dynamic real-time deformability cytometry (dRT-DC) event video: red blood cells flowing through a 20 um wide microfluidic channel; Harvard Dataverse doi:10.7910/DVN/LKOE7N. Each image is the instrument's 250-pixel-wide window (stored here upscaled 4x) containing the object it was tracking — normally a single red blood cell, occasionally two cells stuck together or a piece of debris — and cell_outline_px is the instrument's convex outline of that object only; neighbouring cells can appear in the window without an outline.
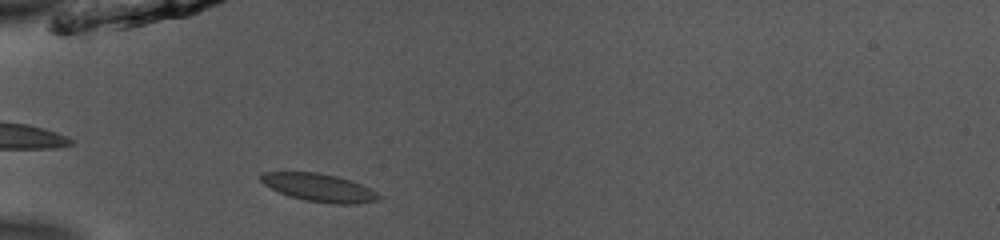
{"species": "common noctule bat (a hibernating species)", "species_latin": "Nyctalus noctula", "temperature_condition": "room temperature", "stored_images_in_passage": 38, "camera_frame_rate_fps": 3000, "um_per_image_px": 0.085, "animal": {"sex": "male", "body_mass_g": 13.0, "forearm_length_mm": 53.1}, "frame": {"image": 1, "passage_image": 3, "time_ms": 0.667, "image_size_px": [1000, 240], "cell_outline_px": [[380, 196], [376, 200], [352, 204], [332, 204], [304, 200], [280, 192], [264, 184], [260, 180], [260, 172], [316, 172], [336, 176], [360, 184], [376, 192]], "centroid_in_image_um": [27.08, 15.94], "position_along_channel_um": 57.9, "area_um2": 18.79}}
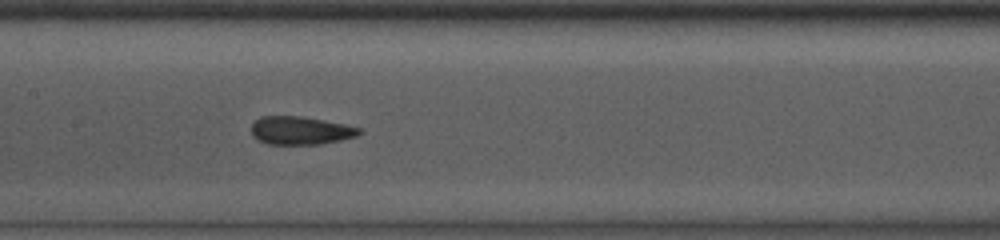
{"frame": {"image": 2, "passage_image": 13, "time_ms": 4.0, "image_size_px": [1000, 240], "cell_outline_px": [[364, 132], [356, 136], [340, 140], [320, 144], [268, 144], [256, 140], [252, 136], [252, 124], [260, 116], [296, 116], [344, 124], [364, 128]], "centroid_in_image_um": [25.55, 11.1], "position_along_channel_um": 181.8, "area_um2": 17.69}}
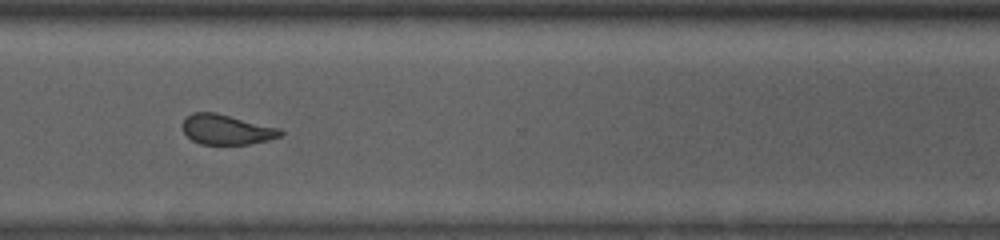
{"frame": {"image": 3, "passage_image": 26, "time_ms": 8.333, "image_size_px": [1000, 240], "cell_outline_px": [[284, 132], [280, 136], [268, 140], [248, 144], [200, 144], [192, 140], [184, 132], [180, 124], [192, 112], [216, 112], [280, 128]], "centroid_in_image_um": [19.24, 11.0], "position_along_channel_um": 351.4, "area_um2": 17.17}, "authors_computed_cell_mechanics": {"area_um2": 17.8891, "velocity_mm_per_s": 3.926, "shape_relaxation_time_tau1_ms": 4.8944, "shape_relaxation_time_tau2_ms": 1.3099, "deformation_change_tau1": 0.1284, "deformation_change_tau2": 0.0736}}